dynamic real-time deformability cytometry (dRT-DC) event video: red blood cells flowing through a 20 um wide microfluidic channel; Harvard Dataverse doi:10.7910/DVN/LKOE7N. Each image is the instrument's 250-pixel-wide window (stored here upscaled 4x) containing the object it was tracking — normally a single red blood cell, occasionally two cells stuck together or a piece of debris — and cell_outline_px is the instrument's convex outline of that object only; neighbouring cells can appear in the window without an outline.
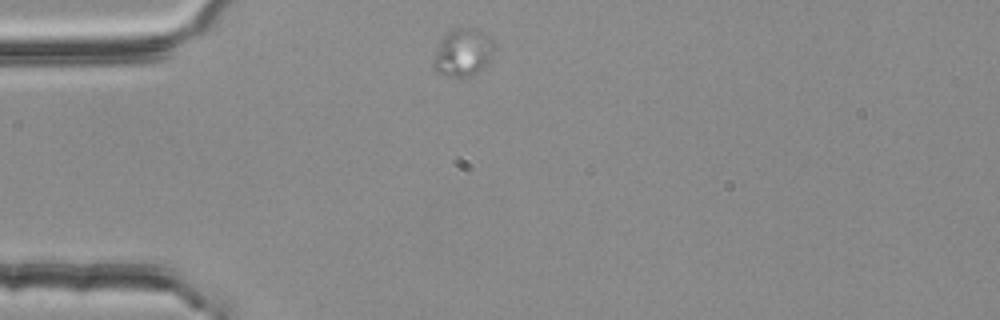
{"species": "common noctule bat (a hibernating species)", "species_latin": "Nyctalus noctula", "temperature_condition": "room temperature", "stored_images_in_passage": 1, "camera_frame_rate_fps": 3000, "um_per_image_px": 0.085, "animal": {"sex": "female", "body_mass_g": 25.1}, "frame": {"image": 1, "passage_image": 1, "time_ms": 0.0, "image_size_px": [1000, 320], "cell_outline_px": [[496, 48], [488, 64], [480, 72], [468, 76], [448, 76], [436, 72], [432, 68], [432, 60], [440, 40], [452, 28], [480, 28], [488, 32]], "centroid_in_image_um": [39.39, 4.44], "position_along_channel_um": 45.6, "area_um2": 17.46}}